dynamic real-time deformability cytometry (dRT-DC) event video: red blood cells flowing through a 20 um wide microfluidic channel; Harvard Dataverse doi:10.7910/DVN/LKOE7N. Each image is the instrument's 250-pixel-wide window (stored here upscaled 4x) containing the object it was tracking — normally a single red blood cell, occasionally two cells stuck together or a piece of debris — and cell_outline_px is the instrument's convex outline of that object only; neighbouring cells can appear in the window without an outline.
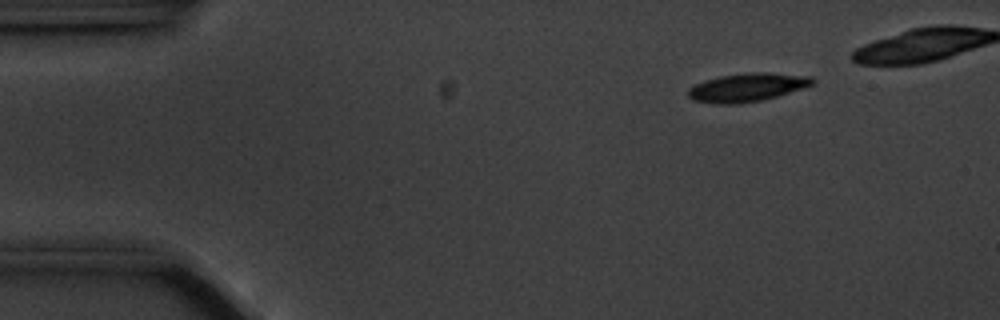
{"species": "common noctule bat (a hibernating species)", "species_latin": "Nyctalus noctula", "temperature_condition": "cold", "stored_images_in_passage": 49, "camera_frame_rate_fps": 3000, "um_per_image_px": 0.085, "animal": {"sex": "male", "body_mass_g": 20.1, "forearm_length_mm": 53.5}, "frame": {"image": 1, "passage_image": 7, "time_ms": 2.0, "image_size_px": [1000, 320], "cell_outline_px": [[816, 80], [812, 84], [776, 96], [760, 100], [740, 104], [712, 104], [692, 100], [688, 96], [688, 88], [696, 84], [720, 76], [752, 72], [768, 72], [812, 76]], "centroid_in_image_um": [63.48, 7.43], "position_along_channel_um": 21.5, "area_um2": 20.4}}
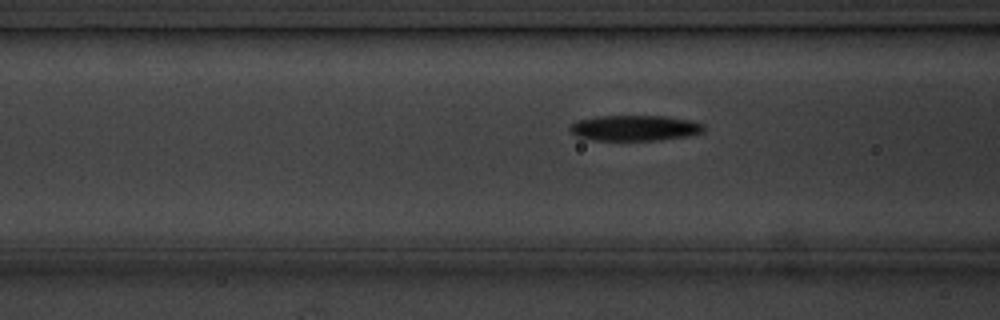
{"frame": {"image": 2, "passage_image": 21, "time_ms": 6.667, "image_size_px": [1000, 320], "cell_outline_px": [[704, 132], [688, 136], [660, 140], [592, 140], [576, 136], [568, 128], [576, 120], [600, 116], [664, 116], [692, 120], [704, 124]], "centroid_in_image_um": [53.97, 10.88], "position_along_channel_um": 112.6, "area_um2": 20.06}}
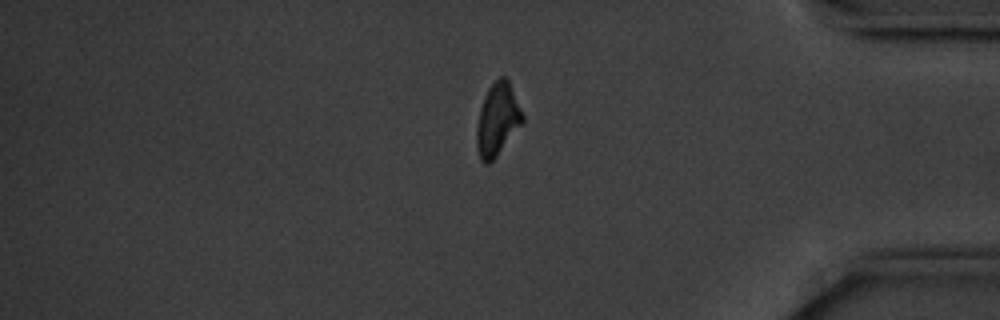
{"frame": {"image": 3, "passage_image": 47, "time_ms": 15.333, "image_size_px": [1000, 320], "cell_outline_px": [[524, 124], [496, 156], [488, 164], [484, 164], [480, 160], [476, 144], [476, 128], [480, 108], [484, 96], [488, 88], [500, 76], [504, 76], [508, 80], [524, 116]], "centroid_in_image_um": [42.29, 10.18], "position_along_channel_um": 392.9, "area_um2": 19.48}, "authors_computed_cell_mechanics": {"area_um2": 19.8832, "velocity_mm_per_s": 3.5337, "shape_relaxation_time_tau1_ms": 2.7999, "shape_relaxation_time_tau2_ms": 10.0792, "deformation_change_tau1": 0.1295, "deformation_change_tau2": 0.1991}}